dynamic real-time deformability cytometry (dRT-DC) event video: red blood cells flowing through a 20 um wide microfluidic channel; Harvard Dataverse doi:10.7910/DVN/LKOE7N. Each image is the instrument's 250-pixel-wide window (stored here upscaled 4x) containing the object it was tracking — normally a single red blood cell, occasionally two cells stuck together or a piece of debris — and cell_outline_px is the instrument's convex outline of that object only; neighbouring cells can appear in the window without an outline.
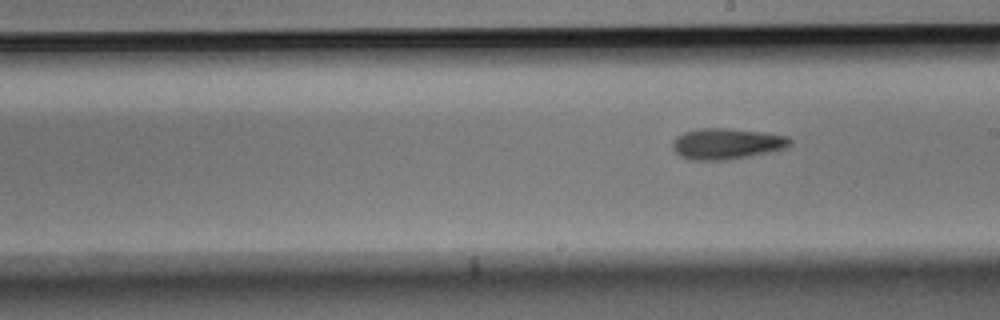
{"species": "Egyptian fruit bat (a non-hibernating species)", "species_latin": "Rousettus aegyptiacus", "temperature_condition": "room temperature", "stored_images_in_passage": 7, "segment_of_instrument_passage": [2, 2], "camera_frame_rate_fps": 3000, "um_per_image_px": 0.085, "animal": {"sex": "male"}, "frame": {"image": 1, "passage_image": 7, "time_ms": 2.0, "image_size_px": [1000, 320], "cell_outline_px": [[792, 144], [788, 148], [728, 160], [688, 160], [680, 156], [672, 148], [672, 140], [676, 136], [684, 132], [700, 128], [728, 128], [764, 132], [788, 136], [792, 140]], "centroid_in_image_um": [61.77, 12.21], "position_along_channel_um": 227.2, "area_um2": 21.44}}